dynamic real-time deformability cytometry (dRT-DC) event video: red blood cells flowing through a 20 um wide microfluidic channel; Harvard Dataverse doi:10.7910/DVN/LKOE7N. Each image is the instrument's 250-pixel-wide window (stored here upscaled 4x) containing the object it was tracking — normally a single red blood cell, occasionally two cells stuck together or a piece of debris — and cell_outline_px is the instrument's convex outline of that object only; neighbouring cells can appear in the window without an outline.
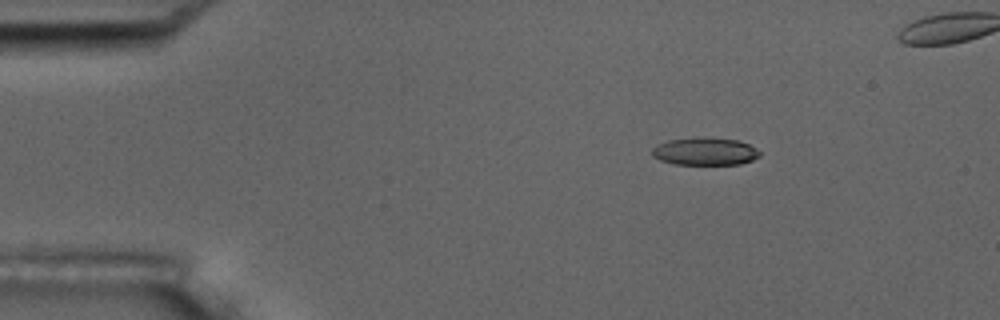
{"species": "common noctule bat (a hibernating species)", "species_latin": "Nyctalus noctula", "temperature_condition": "room temperature", "stored_images_in_passage": 6, "camera_frame_rate_fps": 3000, "um_per_image_px": 0.085, "animal": {"sex": "male", "body_mass_g": 17.5, "forearm_length_mm": 52.3}, "frame": {"image": 1, "passage_image": 3, "time_ms": 2.333, "image_size_px": [1000, 320], "cell_outline_px": [[760, 156], [752, 160], [740, 164], [672, 164], [660, 160], [652, 156], [652, 148], [656, 144], [668, 140], [704, 136], [736, 140], [748, 144], [756, 148], [760, 152]], "centroid_in_image_um": [59.89, 12.86], "position_along_channel_um": 25.1, "area_um2": 17.51}}